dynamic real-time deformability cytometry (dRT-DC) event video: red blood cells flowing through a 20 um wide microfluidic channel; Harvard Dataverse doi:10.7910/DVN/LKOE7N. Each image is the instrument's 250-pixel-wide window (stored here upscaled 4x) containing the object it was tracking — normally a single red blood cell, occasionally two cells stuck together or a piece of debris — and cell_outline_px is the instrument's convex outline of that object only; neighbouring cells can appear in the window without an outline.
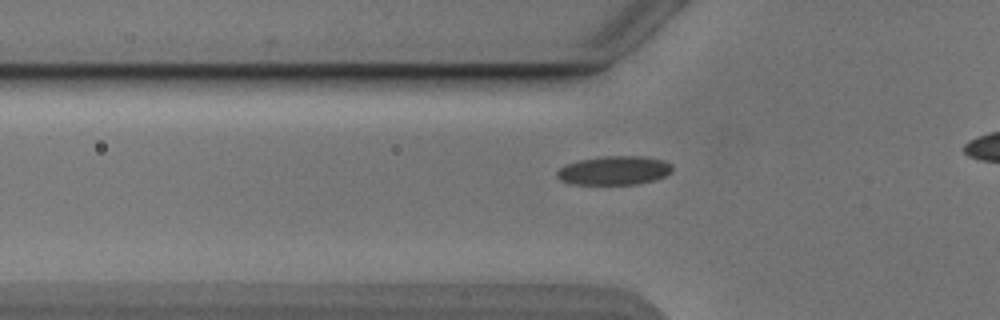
{"species": "Egyptian fruit bat (a non-hibernating species)", "species_latin": "Rousettus aegyptiacus", "temperature_condition": "cold", "stored_images_in_passage": 32, "camera_frame_rate_fps": 3000, "um_per_image_px": 0.085, "animal": {"sex": "male"}, "frame": {"image": 1, "passage_image": 6, "time_ms": 1.667, "image_size_px": [1000, 320], "cell_outline_px": [[672, 172], [656, 180], [636, 184], [572, 184], [560, 180], [556, 176], [556, 172], [564, 164], [580, 160], [600, 156], [644, 156], [664, 160], [672, 164]], "centroid_in_image_um": [52.21, 14.48], "position_along_channel_um": 73.6, "area_um2": 19.59}}
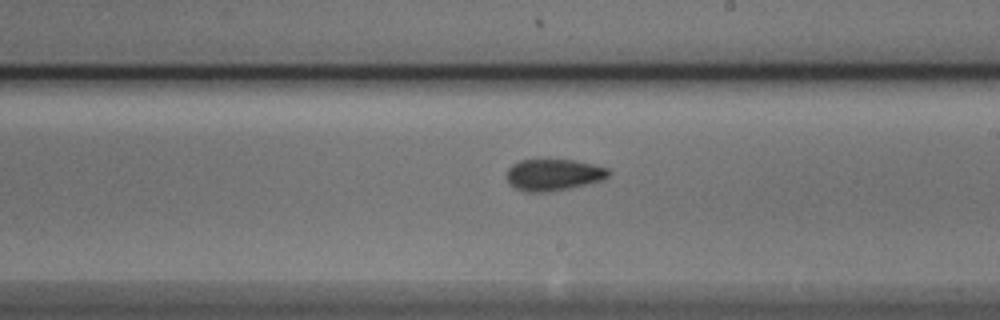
{"frame": {"image": 2, "passage_image": 19, "time_ms": 6.0, "image_size_px": [1000, 320], "cell_outline_px": [[608, 176], [600, 180], [568, 188], [548, 192], [524, 192], [516, 188], [508, 180], [508, 168], [512, 164], [520, 160], [576, 160], [608, 168]], "centroid_in_image_um": [47.02, 14.85], "position_along_channel_um": 242.0, "area_um2": 18.38}}
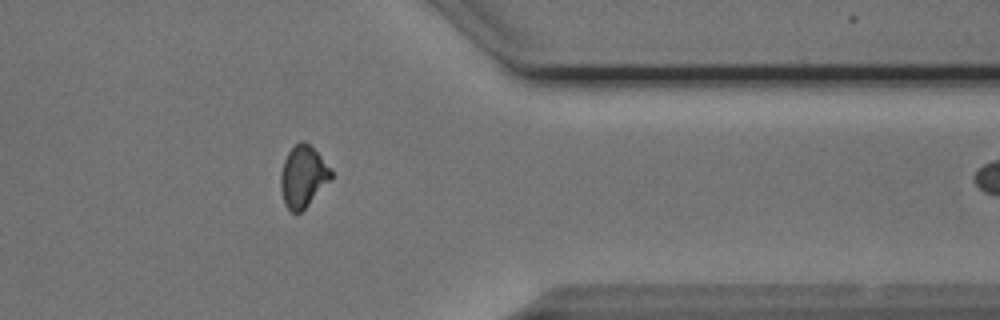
{"frame": {"image": 3, "passage_image": 31, "time_ms": 10.0, "image_size_px": [1000, 320], "cell_outline_px": [[332, 176], [308, 204], [300, 212], [292, 212], [284, 204], [280, 188], [280, 172], [284, 160], [288, 152], [300, 140], [304, 140], [332, 168]], "centroid_in_image_um": [25.72, 14.98], "position_along_channel_um": 385.7, "area_um2": 17.74}}